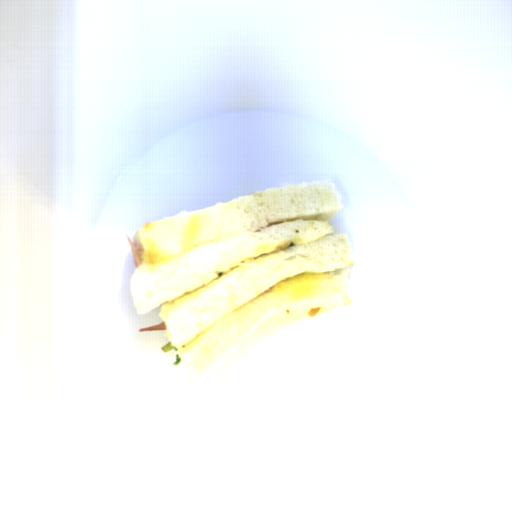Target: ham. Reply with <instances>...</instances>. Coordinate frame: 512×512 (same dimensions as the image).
Listing matches in <instances>:
<instances>
[{"label": "ham", "mask_w": 512, "mask_h": 512, "mask_svg": "<svg viewBox=\"0 0 512 512\" xmlns=\"http://www.w3.org/2000/svg\"><path fill=\"white\" fill-rule=\"evenodd\" d=\"M153 330H168V329H167V325H166L165 321H163L162 323L157 324V325L139 328V332L140 331H153Z\"/></svg>", "instance_id": "obj_2"}, {"label": "ham", "mask_w": 512, "mask_h": 512, "mask_svg": "<svg viewBox=\"0 0 512 512\" xmlns=\"http://www.w3.org/2000/svg\"><path fill=\"white\" fill-rule=\"evenodd\" d=\"M125 236H126L128 242L130 244V250L133 253L134 266H135V268H138L139 266H141L143 264V260H142V258L140 256V253H139L137 247L133 243L132 239L129 237L128 234H125Z\"/></svg>", "instance_id": "obj_1"}]
</instances>
